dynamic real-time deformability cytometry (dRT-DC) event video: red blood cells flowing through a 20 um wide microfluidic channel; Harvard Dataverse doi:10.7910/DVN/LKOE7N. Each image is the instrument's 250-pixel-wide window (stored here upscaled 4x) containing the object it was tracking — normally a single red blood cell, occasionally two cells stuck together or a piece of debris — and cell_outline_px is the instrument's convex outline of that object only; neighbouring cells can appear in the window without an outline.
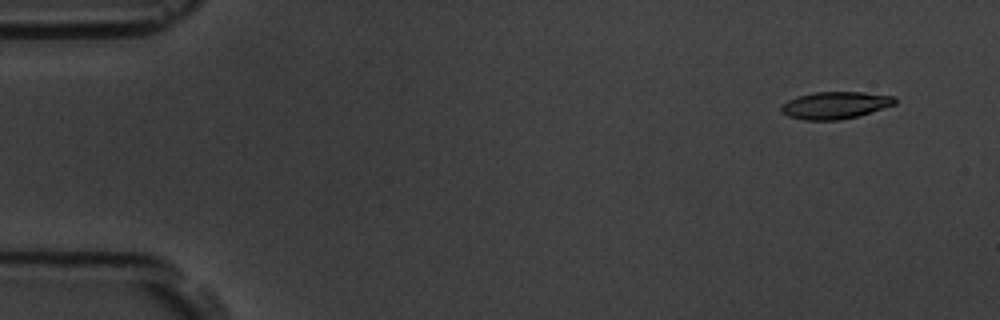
{"species": "common noctule bat (a hibernating species)", "species_latin": "Nyctalus noctula", "temperature_condition": "room temperature", "stored_images_in_passage": 5, "camera_frame_rate_fps": 3000, "um_per_image_px": 0.085, "animal": {"sex": "male", "body_mass_g": 19.5, "forearm_length_mm": 54.6}, "frame": {"image": 1, "passage_image": 1, "time_ms": 0.0, "image_size_px": [1000, 320], "cell_outline_px": [[896, 104], [856, 116], [840, 120], [804, 120], [788, 116], [780, 112], [780, 108], [788, 100], [796, 96], [816, 92], [864, 92], [896, 96]], "centroid_in_image_um": [70.98, 8.94], "position_along_channel_um": 14.0, "area_um2": 17.98}}